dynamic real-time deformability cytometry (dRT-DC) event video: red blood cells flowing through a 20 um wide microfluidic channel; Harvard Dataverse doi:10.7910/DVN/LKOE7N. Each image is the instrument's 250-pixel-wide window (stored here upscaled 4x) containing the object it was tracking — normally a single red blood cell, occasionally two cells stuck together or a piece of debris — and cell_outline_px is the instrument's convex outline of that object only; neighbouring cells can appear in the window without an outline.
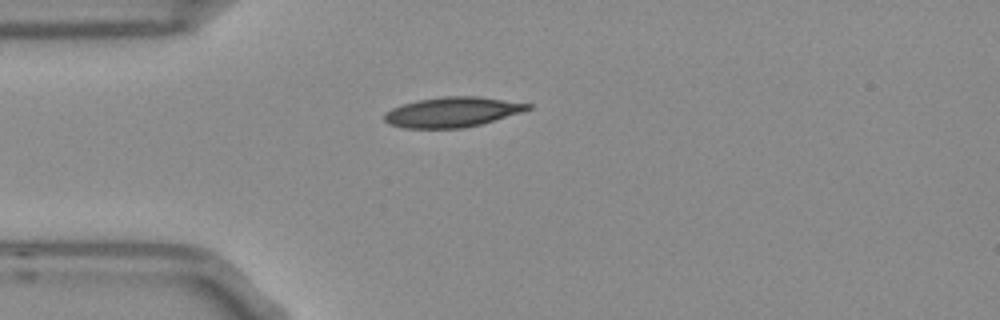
{"species": "Egyptian fruit bat (a non-hibernating species)", "species_latin": "Rousettus aegyptiacus", "temperature_condition": "room temperature", "stored_images_in_passage": 41, "camera_frame_rate_fps": 3000, "um_per_image_px": 0.085, "frame": {"image": 1, "passage_image": 1, "time_ms": 0.0, "image_size_px": [1000, 320], "cell_outline_px": [[532, 108], [520, 112], [480, 124], [464, 128], [404, 128], [388, 124], [384, 120], [384, 112], [392, 108], [416, 100], [440, 96], [480, 96], [532, 104]], "centroid_in_image_um": [38.41, 9.52], "position_along_channel_um": 46.6, "area_um2": 25.09}}
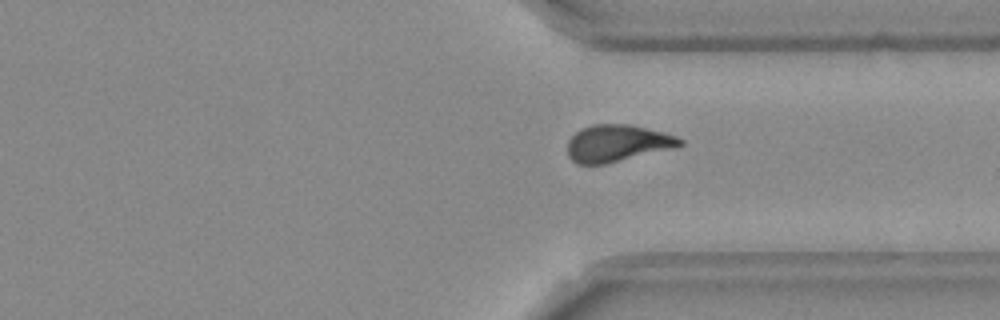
{"frame": {"image": 2, "passage_image": 27, "time_ms": 8.667, "image_size_px": [1000, 320], "cell_outline_px": [[684, 144], [680, 148], [604, 164], [576, 164], [568, 156], [568, 140], [580, 128], [592, 124], [628, 124], [664, 132], [676, 136], [684, 140]], "centroid_in_image_um": [52.53, 12.18], "position_along_channel_um": 358.9, "area_um2": 24.62}}
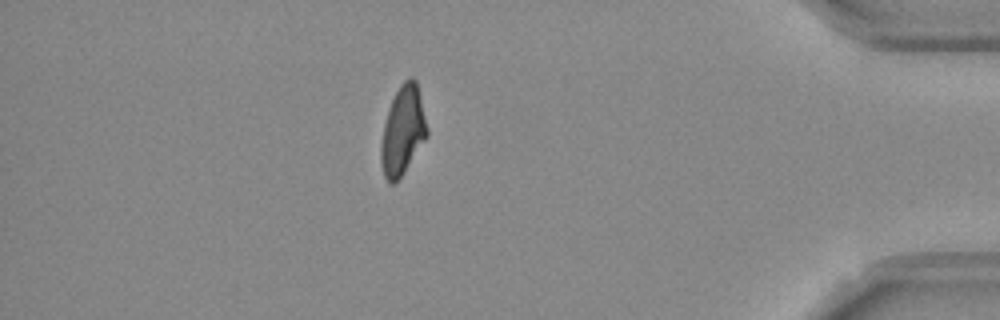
{"frame": {"image": 3, "passage_image": 34, "time_ms": 11.0, "image_size_px": [1000, 320], "cell_outline_px": [[428, 136], [404, 172], [392, 184], [388, 184], [384, 176], [380, 164], [380, 144], [384, 124], [388, 108], [400, 84], [404, 80], [412, 76], [416, 80], [428, 128]], "centroid_in_image_um": [34.22, 11.11], "position_along_channel_um": 401.0, "area_um2": 23.87}, "authors_computed_cell_mechanics": {"area_um2": 24.3916, "velocity_mm_per_s": 3.7427, "shape_relaxation_time_tau1_ms": 7.3399, "shape_relaxation_time_tau2_ms": 3.5396, "deformation_change_tau1": 0.2069, "deformation_change_tau2": 0.0738}}